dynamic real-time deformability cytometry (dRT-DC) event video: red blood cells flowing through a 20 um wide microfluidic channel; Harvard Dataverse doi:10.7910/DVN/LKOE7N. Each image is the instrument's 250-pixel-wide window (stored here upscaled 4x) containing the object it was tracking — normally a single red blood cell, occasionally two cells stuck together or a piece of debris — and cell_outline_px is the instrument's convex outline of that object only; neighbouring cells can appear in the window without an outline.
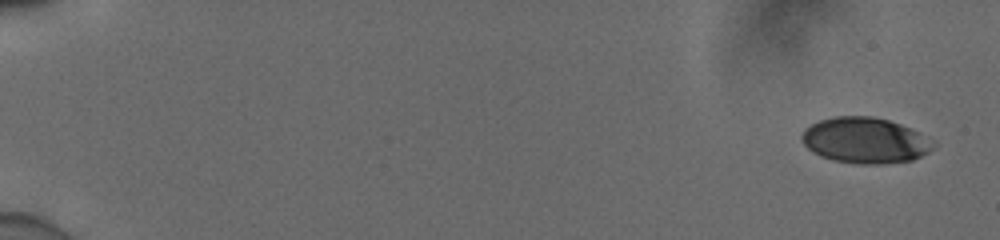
{"species": "human", "species_latin": "Homo sapiens", "temperature_condition": "cold", "stored_images_in_passage": 51, "camera_frame_rate_fps": 3000, "um_per_image_px": 0.085, "donor": {"sex": "male"}, "frame": {"image": 1, "passage_image": 1, "time_ms": 0.0, "image_size_px": [1000, 240], "cell_outline_px": [[936, 144], [928, 152], [912, 160], [880, 164], [856, 164], [836, 160], [820, 156], [812, 152], [800, 140], [800, 136], [804, 128], [820, 120], [832, 116], [872, 116], [888, 120], [900, 124], [920, 132]], "centroid_in_image_um": [73.5, 11.93], "position_along_channel_um": 11.5, "area_um2": 35.14}}
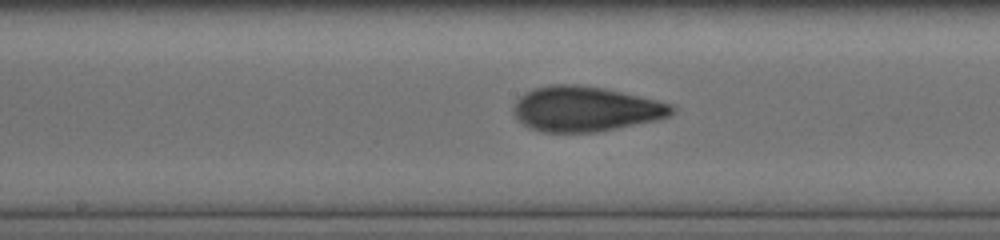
{"frame": {"image": 2, "passage_image": 30, "time_ms": 9.667, "image_size_px": [1000, 240], "cell_outline_px": [[676, 108], [668, 116], [656, 120], [596, 132], [544, 132], [532, 128], [524, 124], [516, 116], [512, 108], [516, 100], [524, 92], [548, 84], [576, 84], [604, 88], [656, 100], [672, 104]], "centroid_in_image_um": [49.74, 9.25], "position_along_channel_um": 198.5, "area_um2": 41.27}}
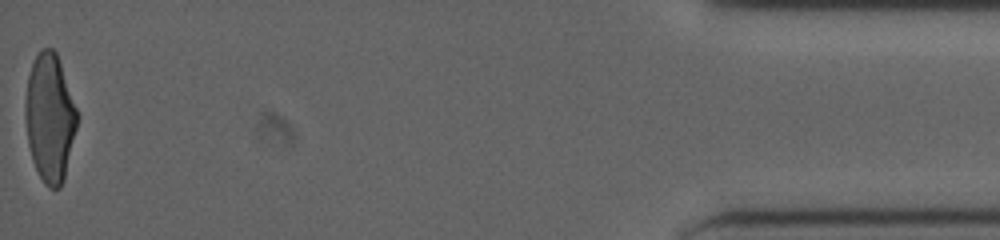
{"frame": {"image": 3, "passage_image": 51, "time_ms": 16.667, "image_size_px": [1000, 240], "cell_outline_px": [[80, 116], [64, 180], [60, 188], [48, 188], [44, 184], [32, 160], [28, 144], [24, 116], [24, 104], [28, 76], [32, 64], [40, 48], [52, 48], [56, 52]], "centroid_in_image_um": [4.24, 10.02], "position_along_channel_um": 431.0, "area_um2": 39.13}, "authors_computed_cell_mechanics": {"area_um2": 39.1306, "velocity_mm_per_s": 3.9101, "shape_relaxation_time_tau1_ms": 4.5923, "shape_relaxation_time_tau2_ms": 1.3378, "deformation_change_tau1": 0.1699, "deformation_change_tau2": 0.0678}}